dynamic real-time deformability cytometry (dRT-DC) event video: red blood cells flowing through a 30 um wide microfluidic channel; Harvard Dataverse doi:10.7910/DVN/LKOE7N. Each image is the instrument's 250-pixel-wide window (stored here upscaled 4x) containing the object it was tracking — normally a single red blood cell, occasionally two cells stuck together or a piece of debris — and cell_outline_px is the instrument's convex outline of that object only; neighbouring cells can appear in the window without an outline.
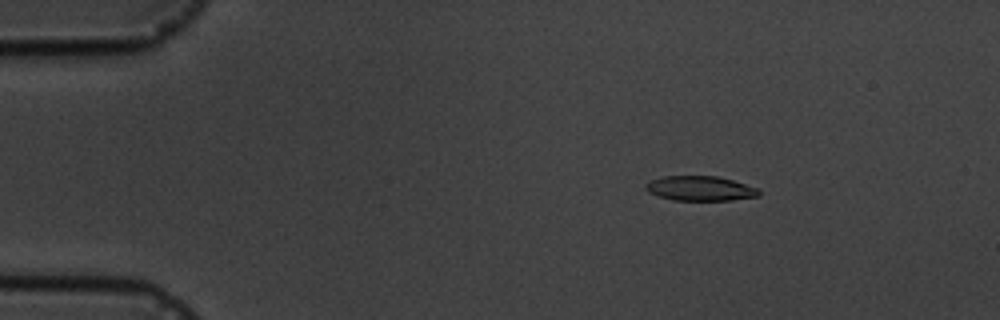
{"species": "common noctule bat (a hibernating species)", "species_latin": "Nyctalus noctula", "temperature_condition": "cold", "stored_images_in_passage": 5, "camera_frame_rate_fps": 3000, "um_per_image_px": 0.085, "animal": {"sex": "male", "body_mass_g": 19.5, "forearm_length_mm": 54.6}, "frame": {"image": 1, "passage_image": 3, "time_ms": 2.333, "image_size_px": [1000, 320], "cell_outline_px": [[760, 196], [732, 200], [672, 200], [648, 192], [644, 188], [644, 184], [652, 180], [664, 176], [716, 176], [732, 180], [756, 188], [760, 192]], "centroid_in_image_um": [59.49, 16.02], "position_along_channel_um": 25.5, "area_um2": 16.18}}